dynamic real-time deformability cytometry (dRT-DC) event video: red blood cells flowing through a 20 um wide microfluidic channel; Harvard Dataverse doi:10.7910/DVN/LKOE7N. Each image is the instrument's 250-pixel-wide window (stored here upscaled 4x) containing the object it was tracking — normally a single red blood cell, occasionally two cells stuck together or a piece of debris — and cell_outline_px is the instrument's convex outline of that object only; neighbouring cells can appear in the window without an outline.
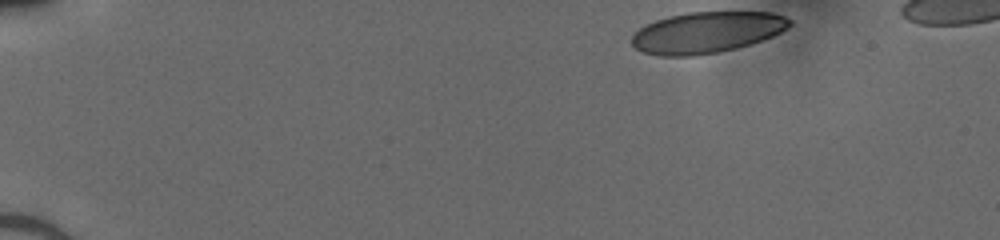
{"species": "human", "species_latin": "Homo sapiens", "temperature_condition": "cold", "stored_images_in_passage": 39, "camera_frame_rate_fps": 3000, "um_per_image_px": 0.085, "donor": {"sex": "male"}, "frame": {"image": 1, "passage_image": 1, "time_ms": 0.0, "image_size_px": [1000, 240], "cell_outline_px": [[792, 24], [788, 28], [772, 36], [736, 48], [716, 52], [692, 56], [656, 56], [644, 52], [636, 48], [632, 44], [632, 36], [644, 24], [668, 16], [688, 12], [772, 12], [784, 16], [792, 20]], "centroid_in_image_um": [60.06, 2.74], "position_along_channel_um": 24.9, "area_um2": 37.8}}
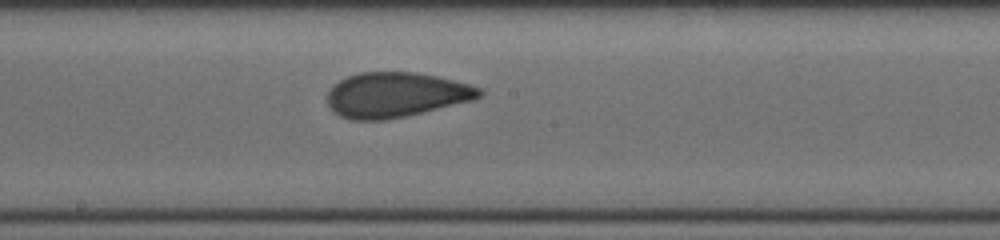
{"frame": {"image": 2, "passage_image": 23, "time_ms": 7.333, "image_size_px": [1000, 240], "cell_outline_px": [[484, 92], [480, 96], [472, 100], [404, 116], [384, 120], [352, 120], [340, 116], [328, 104], [328, 92], [332, 84], [348, 76], [360, 72], [416, 72], [436, 76], [468, 84], [480, 88]], "centroid_in_image_um": [33.61, 8.05], "position_along_channel_um": 214.6, "area_um2": 39.42}}
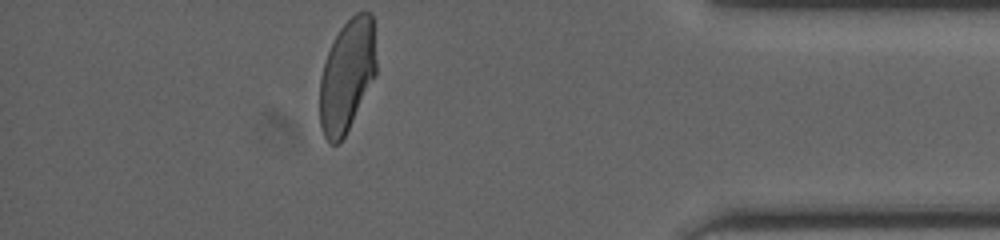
{"frame": {"image": 3, "passage_image": 39, "time_ms": 12.667, "image_size_px": [1000, 240], "cell_outline_px": [[376, 76], [344, 136], [336, 144], [328, 144], [320, 128], [320, 76], [328, 52], [340, 28], [356, 12], [372, 12], [376, 60]], "centroid_in_image_um": [29.5, 6.43], "position_along_channel_um": 405.7, "area_um2": 36.88}}